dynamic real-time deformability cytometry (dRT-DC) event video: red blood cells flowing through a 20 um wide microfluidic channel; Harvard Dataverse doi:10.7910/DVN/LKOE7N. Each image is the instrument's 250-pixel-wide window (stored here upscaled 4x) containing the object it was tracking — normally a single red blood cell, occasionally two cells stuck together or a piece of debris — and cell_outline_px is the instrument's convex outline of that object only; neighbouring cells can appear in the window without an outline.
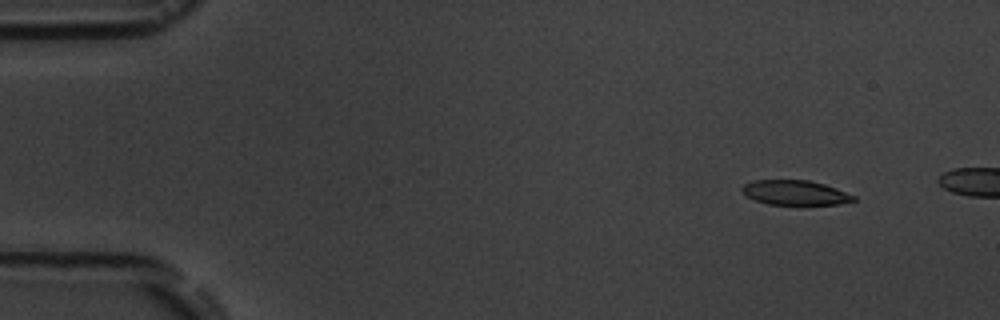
{"species": "common noctule bat (a hibernating species)", "species_latin": "Nyctalus noctula", "temperature_condition": "room temperature", "stored_images_in_passage": 5, "camera_frame_rate_fps": 3000, "um_per_image_px": 0.085, "animal": {"sex": "male", "body_mass_g": 19.5, "forearm_length_mm": 54.6}, "frame": {"image": 1, "passage_image": 2, "time_ms": 1.333, "image_size_px": [1000, 320], "cell_outline_px": [[856, 200], [840, 204], [768, 204], [756, 200], [748, 196], [740, 188], [744, 184], [752, 180], [808, 180], [824, 184], [836, 188], [856, 196]], "centroid_in_image_um": [67.6, 16.37], "position_along_channel_um": 17.4, "area_um2": 15.9}}